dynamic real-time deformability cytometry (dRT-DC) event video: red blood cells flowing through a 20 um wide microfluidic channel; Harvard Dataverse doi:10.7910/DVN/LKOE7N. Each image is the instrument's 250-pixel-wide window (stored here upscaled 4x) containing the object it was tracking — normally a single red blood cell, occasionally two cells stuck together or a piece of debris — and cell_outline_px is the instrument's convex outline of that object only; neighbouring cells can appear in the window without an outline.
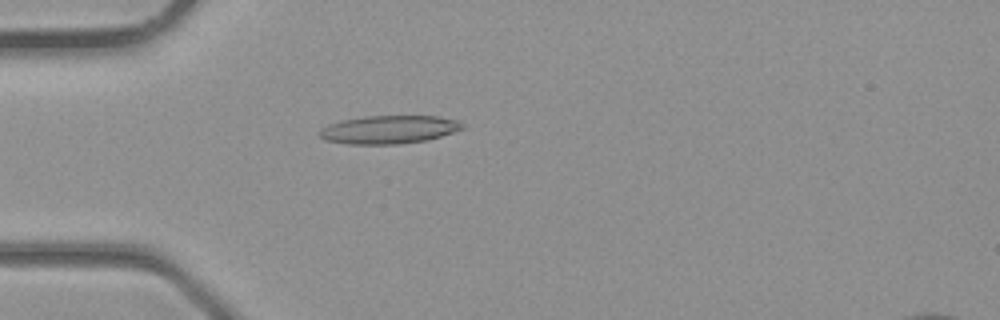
{"species": "common noctule bat (a hibernating species)", "species_latin": "Nyctalus noctula", "temperature_condition": "room temperature", "stored_images_in_passage": 32, "camera_frame_rate_fps": 3000, "um_per_image_px": 0.085, "animal": {"sex": "male", "body_mass_g": 23.1, "forearm_length_mm": 52.7}, "frame": {"image": 1, "passage_image": 5, "time_ms": 1.333, "image_size_px": [1000, 320], "cell_outline_px": [[464, 128], [428, 140], [396, 144], [348, 144], [324, 140], [316, 132], [320, 128], [328, 124], [340, 120], [364, 116], [440, 116], [460, 120], [464, 124]], "centroid_in_image_um": [33.03, 11.0], "position_along_channel_um": 52.0, "area_um2": 23.76}}
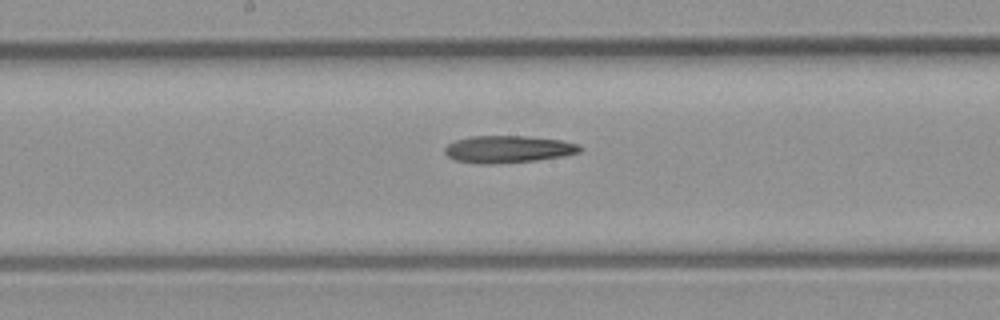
{"frame": {"image": 2, "passage_image": 14, "time_ms": 4.333, "image_size_px": [1000, 320], "cell_outline_px": [[584, 148], [580, 152], [564, 156], [536, 160], [492, 164], [480, 164], [456, 160], [448, 156], [444, 152], [444, 148], [448, 144], [456, 140], [468, 136], [524, 136], [560, 140], [580, 144]], "centroid_in_image_um": [43.2, 12.68], "position_along_channel_um": 205.0, "area_um2": 21.44}}
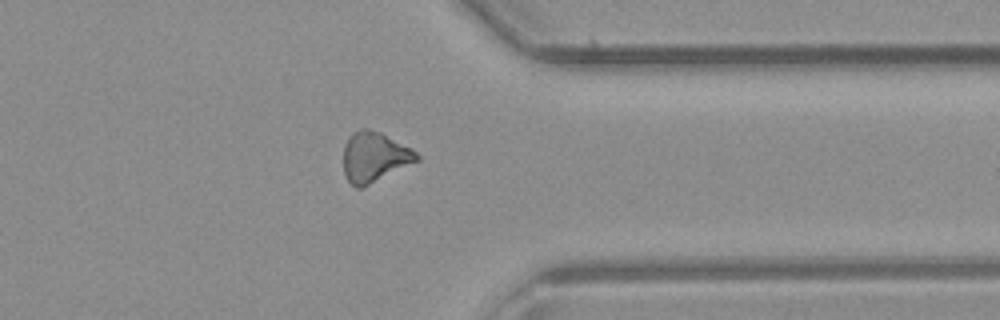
{"frame": {"image": 3, "passage_image": 24, "time_ms": 7.667, "image_size_px": [1000, 320], "cell_outline_px": [[420, 160], [360, 188], [356, 188], [348, 180], [344, 172], [344, 144], [348, 136], [352, 132], [360, 128], [368, 128], [380, 132], [412, 148], [420, 156]], "centroid_in_image_um": [31.82, 13.31], "position_along_channel_um": 379.6, "area_um2": 21.33}}